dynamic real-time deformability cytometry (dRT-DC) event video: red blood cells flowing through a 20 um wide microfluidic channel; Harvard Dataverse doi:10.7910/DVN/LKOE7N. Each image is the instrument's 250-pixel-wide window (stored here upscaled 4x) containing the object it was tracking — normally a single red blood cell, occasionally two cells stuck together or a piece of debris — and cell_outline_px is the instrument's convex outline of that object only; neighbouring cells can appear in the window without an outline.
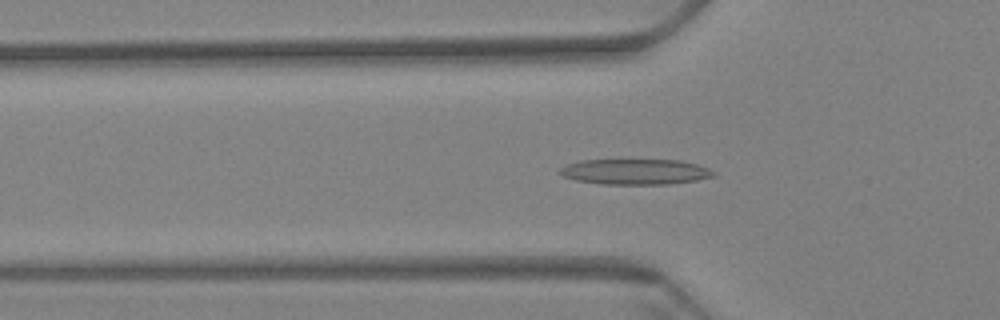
{"species": "Egyptian fruit bat (a non-hibernating species)", "species_latin": "Rousettus aegyptiacus", "temperature_condition": "warm", "stored_images_in_passage": 63, "camera_frame_rate_fps": 3000, "um_per_image_px": 0.085, "animal": {"sex": "female"}, "frame": {"image": 1, "passage_image": 21, "time_ms": 6.667, "image_size_px": [1000, 320], "cell_outline_px": [[716, 176], [696, 180], [668, 184], [600, 184], [576, 180], [564, 176], [556, 172], [560, 168], [568, 164], [580, 160], [680, 160], [696, 164], [708, 168], [716, 172]], "centroid_in_image_um": [53.99, 14.6], "position_along_channel_um": 71.8, "area_um2": 22.89}}
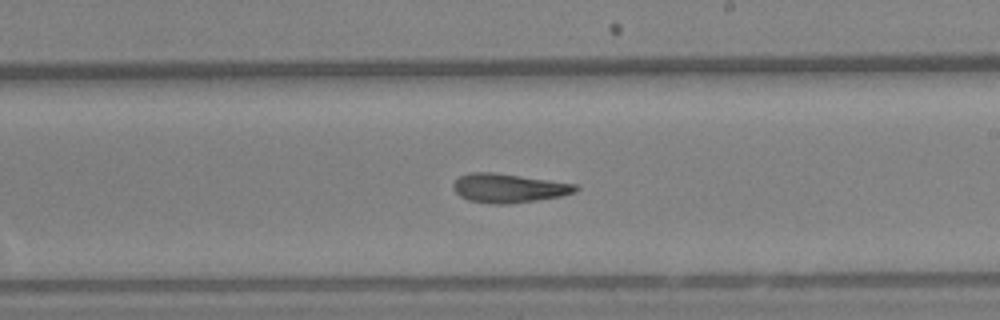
{"frame": {"image": 2, "passage_image": 37, "time_ms": 12.0, "image_size_px": [1000, 320], "cell_outline_px": [[580, 188], [576, 192], [560, 196], [536, 200], [508, 204], [492, 204], [468, 200], [460, 196], [452, 188], [452, 184], [460, 176], [472, 172], [492, 172], [580, 184]], "centroid_in_image_um": [43.26, 15.99], "position_along_channel_um": 245.7, "area_um2": 20.75}}
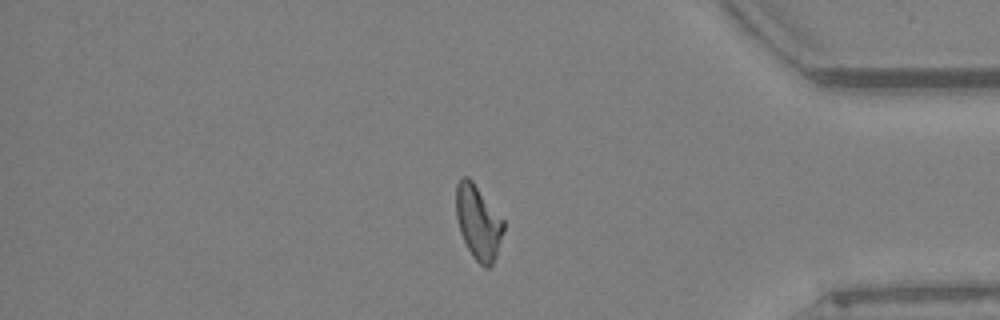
{"frame": {"image": 3, "passage_image": 53, "time_ms": 17.333, "image_size_px": [1000, 320], "cell_outline_px": [[504, 228], [496, 256], [492, 264], [488, 268], [484, 268], [472, 256], [460, 232], [456, 216], [456, 184], [460, 176], [468, 176], [472, 180], [504, 220]], "centroid_in_image_um": [40.64, 18.87], "position_along_channel_um": 394.6, "area_um2": 20.52}, "authors_computed_cell_mechanics": {"area_um2": 20.8658, "velocity_mm_per_s": 3.2603, "shape_relaxation_time_tau1_ms": null, "shape_relaxation_time_tau2_ms": 7.4079, "deformation_change_tau1": null, "deformation_change_tau2": 0.1781}}